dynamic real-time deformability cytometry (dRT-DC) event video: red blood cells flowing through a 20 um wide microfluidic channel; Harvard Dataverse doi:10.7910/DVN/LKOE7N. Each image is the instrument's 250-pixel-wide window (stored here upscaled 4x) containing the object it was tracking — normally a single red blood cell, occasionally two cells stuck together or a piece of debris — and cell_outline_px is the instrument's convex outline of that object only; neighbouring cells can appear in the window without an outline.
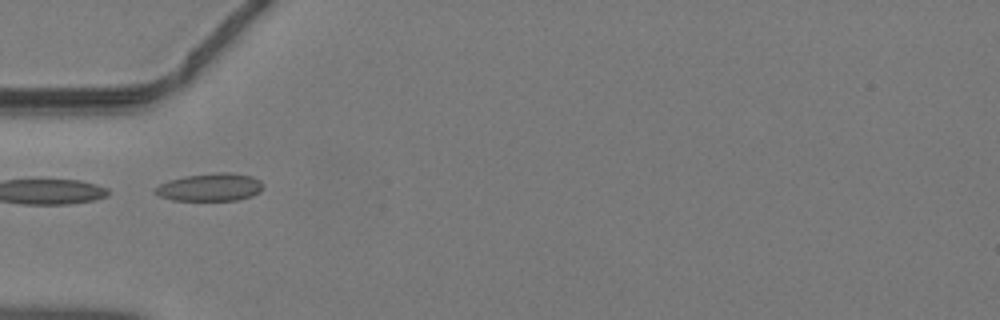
{"species": "common noctule bat (a hibernating species)", "species_latin": "Nyctalus noctula", "temperature_condition": "warm", "stored_images_in_passage": 28, "camera_frame_rate_fps": 3000, "um_per_image_px": 0.085, "animal": {"sex": "male", "body_mass_g": 19.2, "forearm_length_mm": 51.8}, "frame": {"image": 1, "passage_image": 1, "time_ms": 0.0, "image_size_px": [1000, 320], "cell_outline_px": [[264, 188], [260, 192], [252, 196], [236, 200], [172, 200], [160, 196], [152, 192], [152, 188], [168, 180], [184, 176], [216, 172], [232, 172], [252, 176], [260, 180], [264, 184]], "centroid_in_image_um": [17.86, 15.9], "position_along_channel_um": 67.1, "area_um2": 17.8}}